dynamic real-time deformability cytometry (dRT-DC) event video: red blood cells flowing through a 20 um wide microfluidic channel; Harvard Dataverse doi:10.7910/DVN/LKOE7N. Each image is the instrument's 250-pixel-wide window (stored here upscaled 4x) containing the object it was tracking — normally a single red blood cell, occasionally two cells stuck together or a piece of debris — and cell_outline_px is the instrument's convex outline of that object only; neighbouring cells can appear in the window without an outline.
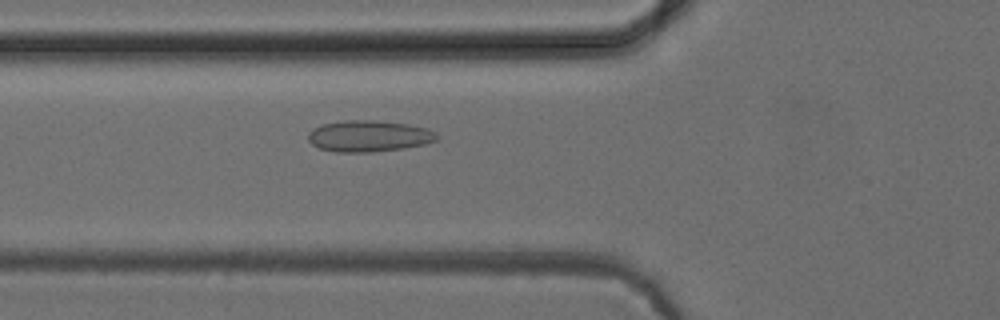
{"species": "common noctule bat (a hibernating species)", "species_latin": "Nyctalus noctula", "temperature_condition": "cold", "stored_images_in_passage": 49, "camera_frame_rate_fps": 3000, "um_per_image_px": 0.085, "animal": {"sex": "female", "body_mass_g": 24.6, "forearm_length_mm": 56.2}, "frame": {"image": 1, "passage_image": 19, "time_ms": 6.0, "image_size_px": [1000, 320], "cell_outline_px": [[440, 136], [436, 140], [428, 144], [404, 148], [372, 152], [336, 152], [320, 148], [312, 144], [308, 140], [308, 132], [312, 128], [324, 124], [344, 120], [376, 120], [408, 124], [428, 128], [436, 132]], "centroid_in_image_um": [31.39, 11.56], "position_along_channel_um": 94.4, "area_um2": 23.76}}
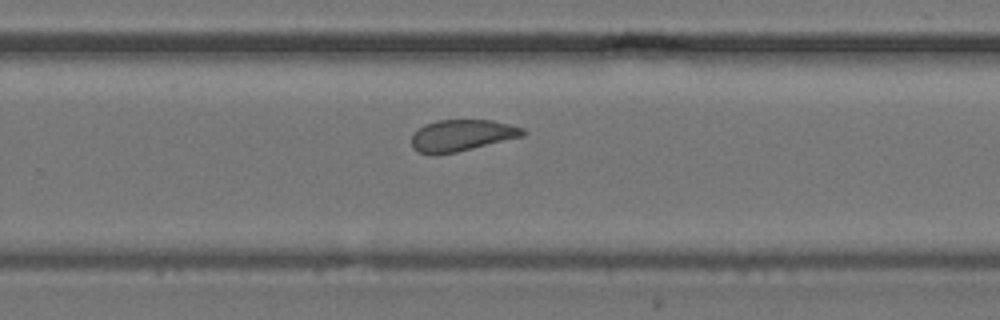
{"frame": {"image": 2, "passage_image": 34, "time_ms": 11.0, "image_size_px": [1000, 320], "cell_outline_px": [[528, 132], [524, 136], [456, 152], [436, 156], [432, 156], [416, 152], [412, 148], [412, 136], [424, 124], [436, 120], [492, 120], [524, 128]], "centroid_in_image_um": [39.24, 11.53], "position_along_channel_um": 290.6, "area_um2": 20.69}}
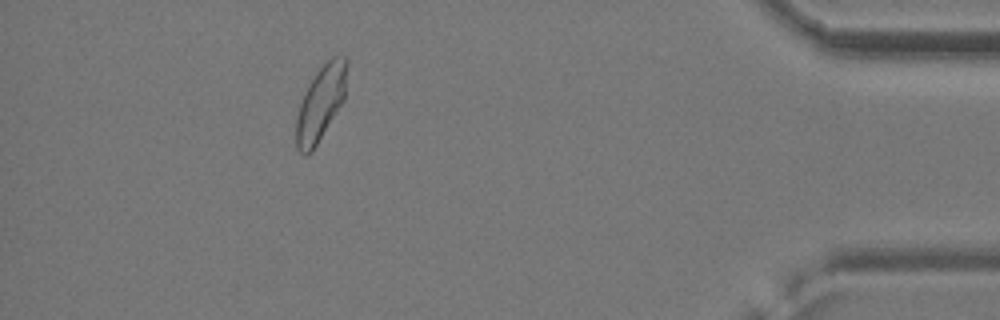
{"frame": {"image": 3, "passage_image": 47, "time_ms": 15.333, "image_size_px": [1000, 320], "cell_outline_px": [[348, 64], [344, 100], [312, 152], [308, 156], [304, 156], [296, 148], [296, 120], [300, 104], [308, 84], [316, 72], [332, 56], [344, 56], [348, 60]], "centroid_in_image_um": [27.26, 8.78], "position_along_channel_um": 407.9, "area_um2": 22.14}}